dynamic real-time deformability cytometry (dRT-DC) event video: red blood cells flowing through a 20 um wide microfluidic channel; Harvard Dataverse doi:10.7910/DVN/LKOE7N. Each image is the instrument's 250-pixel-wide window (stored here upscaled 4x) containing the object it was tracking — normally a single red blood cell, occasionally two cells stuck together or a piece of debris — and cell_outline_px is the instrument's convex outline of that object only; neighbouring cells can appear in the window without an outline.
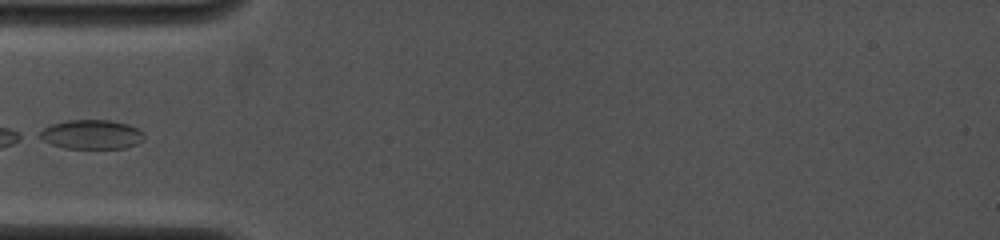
{"species": "common noctule bat (a hibernating species)", "species_latin": "Nyctalus noctula", "temperature_condition": "cold", "stored_images_in_passage": 3, "camera_frame_rate_fps": 4000, "um_per_image_px": 0.085, "animal": {"sex": "female", "body_mass_g": 19.0, "forearm_length_mm": 53.3}, "frame": {"image": 1, "passage_image": 1, "time_ms": 0.0, "image_size_px": [1000, 240], "cell_outline_px": [[144, 140], [136, 144], [124, 148], [64, 148], [52, 144], [36, 136], [36, 132], [52, 124], [68, 120], [112, 120], [128, 124], [144, 132]], "centroid_in_image_um": [7.77, 11.42], "position_along_channel_um": 77.2, "area_um2": 17.92}}
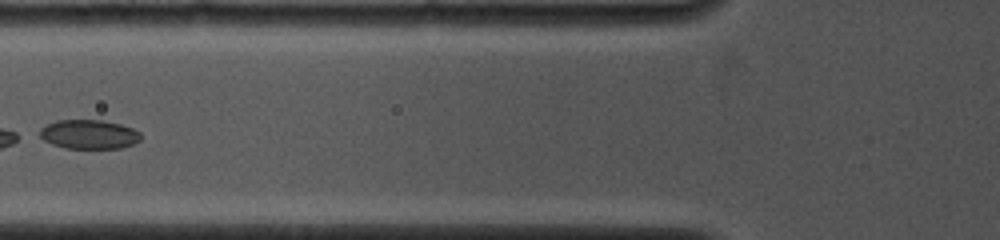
{"frame": {"image": 2, "passage_image": 3, "time_ms": 1.0, "image_size_px": [1000, 240], "cell_outline_px": [[140, 140], [132, 144], [120, 148], [64, 148], [52, 144], [36, 136], [40, 128], [56, 120], [104, 120], [120, 124], [132, 128], [140, 132]], "centroid_in_image_um": [7.51, 11.41], "position_along_channel_um": 118.3, "area_um2": 17.28}}